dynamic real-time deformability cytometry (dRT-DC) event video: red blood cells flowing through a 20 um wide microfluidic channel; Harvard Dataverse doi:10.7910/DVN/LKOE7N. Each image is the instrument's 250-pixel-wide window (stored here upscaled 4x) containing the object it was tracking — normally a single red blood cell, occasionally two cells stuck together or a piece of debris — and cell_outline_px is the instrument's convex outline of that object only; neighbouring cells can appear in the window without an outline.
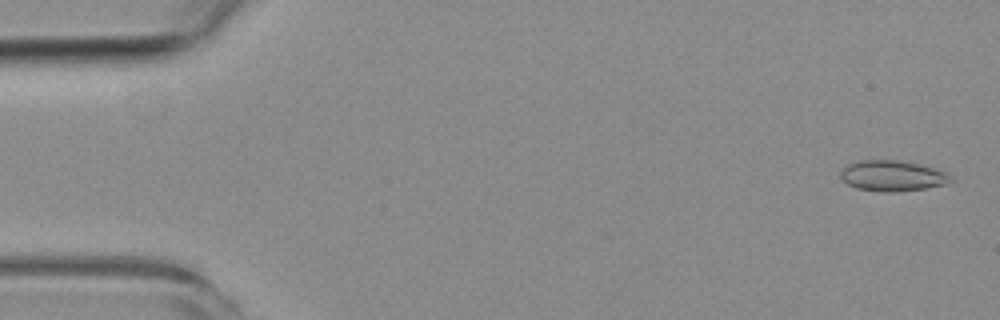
{"species": "common noctule bat (a hibernating species)", "species_latin": "Nyctalus noctula", "temperature_condition": "room temperature", "stored_images_in_passage": 5, "camera_frame_rate_fps": 3000, "um_per_image_px": 0.085, "animal": {"sex": "female", "body_mass_g": 19.3, "forearm_length_mm": 54.1}, "frame": {"image": 1, "passage_image": 1, "time_ms": 0.0, "image_size_px": [1000, 320], "cell_outline_px": [[952, 180], [944, 184], [924, 188], [896, 192], [880, 192], [856, 188], [848, 184], [840, 176], [840, 172], [848, 164], [860, 160], [896, 160], [920, 164], [944, 172], [952, 176]], "centroid_in_image_um": [75.82, 14.95], "position_along_channel_um": 9.2, "area_um2": 19.48}}
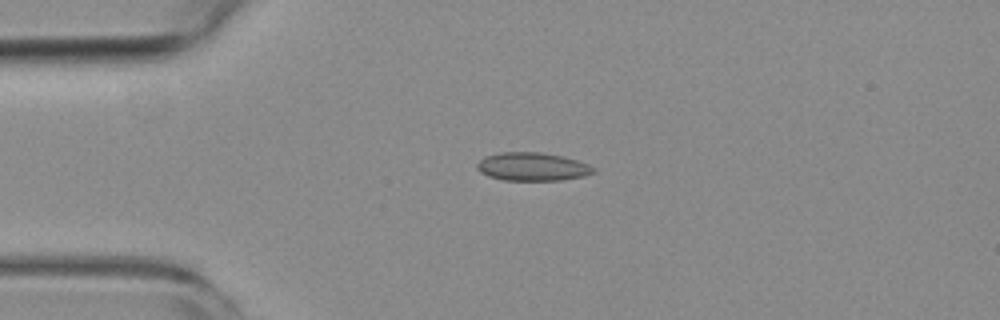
{"frame": {"image": 2, "passage_image": 4, "time_ms": 3.667, "image_size_px": [1000, 320], "cell_outline_px": [[596, 172], [584, 176], [564, 180], [504, 180], [488, 176], [480, 172], [476, 168], [476, 164], [484, 156], [500, 152], [540, 152], [564, 156], [588, 164], [596, 168]], "centroid_in_image_um": [45.26, 14.16], "position_along_channel_um": 39.7, "area_um2": 19.36}}